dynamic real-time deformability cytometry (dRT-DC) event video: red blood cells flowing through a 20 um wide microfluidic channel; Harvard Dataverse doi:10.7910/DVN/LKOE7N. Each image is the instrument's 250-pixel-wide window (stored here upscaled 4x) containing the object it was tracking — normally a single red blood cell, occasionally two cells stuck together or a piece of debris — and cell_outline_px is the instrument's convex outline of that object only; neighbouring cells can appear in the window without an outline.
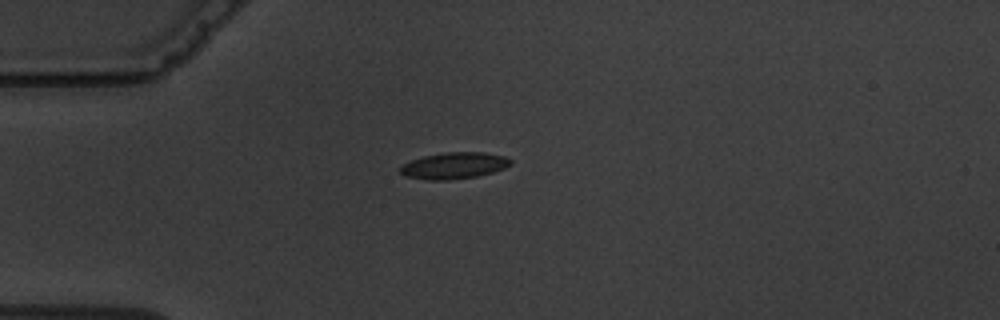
{"species": "common noctule bat (a hibernating species)", "species_latin": "Nyctalus noctula", "temperature_condition": "warm", "stored_images_in_passage": 2, "camera_frame_rate_fps": 3000, "um_per_image_px": 0.085, "animal": {"sex": "male", "body_mass_g": 19.5, "forearm_length_mm": 54.6}, "frame": {"image": 1, "passage_image": 1, "time_ms": 0.0, "image_size_px": [1000, 320], "cell_outline_px": [[512, 164], [504, 168], [492, 172], [476, 176], [448, 180], [428, 180], [404, 176], [400, 172], [400, 168], [404, 164], [412, 160], [424, 156], [444, 152], [484, 152], [504, 156], [512, 160]], "centroid_in_image_um": [38.6, 14.07], "position_along_channel_um": 46.4, "area_um2": 16.94}}